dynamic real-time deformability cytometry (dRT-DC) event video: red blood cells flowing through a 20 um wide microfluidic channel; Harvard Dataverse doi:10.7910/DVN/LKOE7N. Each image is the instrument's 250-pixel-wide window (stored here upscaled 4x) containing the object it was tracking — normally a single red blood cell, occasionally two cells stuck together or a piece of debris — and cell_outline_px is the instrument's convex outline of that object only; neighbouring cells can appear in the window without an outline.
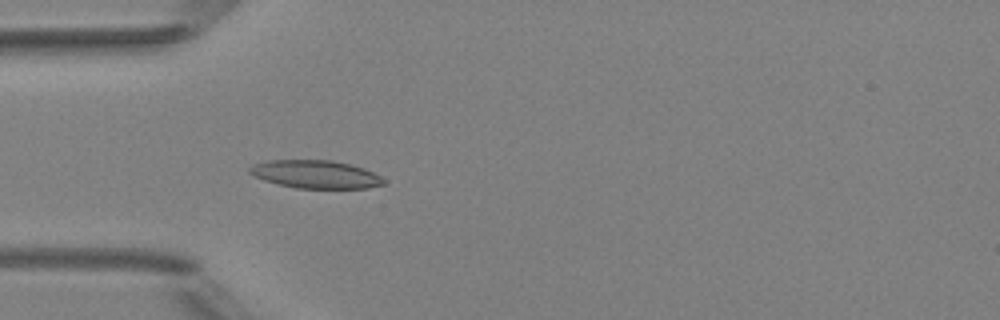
{"species": "Egyptian fruit bat (a non-hibernating species)", "species_latin": "Rousettus aegyptiacus", "temperature_condition": "room temperature", "stored_images_in_passage": 5, "camera_frame_rate_fps": 3000, "um_per_image_px": 0.085, "animal": {"sex": "female"}, "frame": {"image": 1, "passage_image": 5, "time_ms": 4.667, "image_size_px": [1000, 320], "cell_outline_px": [[388, 180], [384, 184], [368, 188], [296, 188], [264, 180], [248, 172], [248, 168], [252, 164], [268, 160], [332, 160], [364, 168]], "centroid_in_image_um": [26.83, 14.81], "position_along_channel_um": 58.2, "area_um2": 21.85}}